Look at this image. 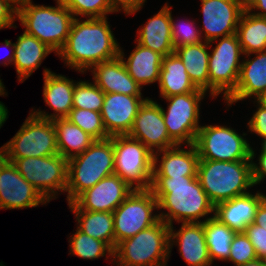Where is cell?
I'll return each instance as SVG.
<instances>
[{"mask_svg": "<svg viewBox=\"0 0 266 266\" xmlns=\"http://www.w3.org/2000/svg\"><path fill=\"white\" fill-rule=\"evenodd\" d=\"M105 18H74L67 41L58 53L69 66L84 73L98 63L115 59L120 46Z\"/></svg>", "mask_w": 266, "mask_h": 266, "instance_id": "1", "label": "cell"}, {"mask_svg": "<svg viewBox=\"0 0 266 266\" xmlns=\"http://www.w3.org/2000/svg\"><path fill=\"white\" fill-rule=\"evenodd\" d=\"M151 190L158 201V209L168 210L158 215L169 226L173 220L198 223L201 217L214 214L215 206L197 176L153 177Z\"/></svg>", "mask_w": 266, "mask_h": 266, "instance_id": "2", "label": "cell"}, {"mask_svg": "<svg viewBox=\"0 0 266 266\" xmlns=\"http://www.w3.org/2000/svg\"><path fill=\"white\" fill-rule=\"evenodd\" d=\"M255 155L251 149L252 160L198 161L197 177L214 206L249 193L247 189L254 186L252 161Z\"/></svg>", "mask_w": 266, "mask_h": 266, "instance_id": "3", "label": "cell"}, {"mask_svg": "<svg viewBox=\"0 0 266 266\" xmlns=\"http://www.w3.org/2000/svg\"><path fill=\"white\" fill-rule=\"evenodd\" d=\"M112 174H114L113 136L95 140L83 153L68 159L66 188L68 203Z\"/></svg>", "mask_w": 266, "mask_h": 266, "instance_id": "4", "label": "cell"}, {"mask_svg": "<svg viewBox=\"0 0 266 266\" xmlns=\"http://www.w3.org/2000/svg\"><path fill=\"white\" fill-rule=\"evenodd\" d=\"M169 242L170 227L160 219L135 236L119 242L113 261L118 266H166L171 254Z\"/></svg>", "mask_w": 266, "mask_h": 266, "instance_id": "5", "label": "cell"}, {"mask_svg": "<svg viewBox=\"0 0 266 266\" xmlns=\"http://www.w3.org/2000/svg\"><path fill=\"white\" fill-rule=\"evenodd\" d=\"M57 6L34 5L32 1L17 11L25 32L33 35L58 54L64 47L74 19L60 0Z\"/></svg>", "mask_w": 266, "mask_h": 266, "instance_id": "6", "label": "cell"}, {"mask_svg": "<svg viewBox=\"0 0 266 266\" xmlns=\"http://www.w3.org/2000/svg\"><path fill=\"white\" fill-rule=\"evenodd\" d=\"M113 148L114 174L133 190L151 189L154 153L142 142L128 135L113 136Z\"/></svg>", "mask_w": 266, "mask_h": 266, "instance_id": "7", "label": "cell"}, {"mask_svg": "<svg viewBox=\"0 0 266 266\" xmlns=\"http://www.w3.org/2000/svg\"><path fill=\"white\" fill-rule=\"evenodd\" d=\"M1 148L4 158L46 157L59 154L53 121L30 113L16 135Z\"/></svg>", "mask_w": 266, "mask_h": 266, "instance_id": "8", "label": "cell"}, {"mask_svg": "<svg viewBox=\"0 0 266 266\" xmlns=\"http://www.w3.org/2000/svg\"><path fill=\"white\" fill-rule=\"evenodd\" d=\"M49 202L57 192H66L68 160L60 154L46 157L4 158ZM57 190V191H56Z\"/></svg>", "mask_w": 266, "mask_h": 266, "instance_id": "9", "label": "cell"}, {"mask_svg": "<svg viewBox=\"0 0 266 266\" xmlns=\"http://www.w3.org/2000/svg\"><path fill=\"white\" fill-rule=\"evenodd\" d=\"M246 140L232 128L205 125L200 127L194 145L199 160H252V147Z\"/></svg>", "mask_w": 266, "mask_h": 266, "instance_id": "10", "label": "cell"}, {"mask_svg": "<svg viewBox=\"0 0 266 266\" xmlns=\"http://www.w3.org/2000/svg\"><path fill=\"white\" fill-rule=\"evenodd\" d=\"M206 92L198 89L195 92L162 97L169 102L167 112L161 107L164 122L170 139L176 145L194 144L199 125V103Z\"/></svg>", "mask_w": 266, "mask_h": 266, "instance_id": "11", "label": "cell"}, {"mask_svg": "<svg viewBox=\"0 0 266 266\" xmlns=\"http://www.w3.org/2000/svg\"><path fill=\"white\" fill-rule=\"evenodd\" d=\"M154 209L158 210V201L151 189L133 190L113 212L115 244L156 224L160 218L152 215Z\"/></svg>", "mask_w": 266, "mask_h": 266, "instance_id": "12", "label": "cell"}, {"mask_svg": "<svg viewBox=\"0 0 266 266\" xmlns=\"http://www.w3.org/2000/svg\"><path fill=\"white\" fill-rule=\"evenodd\" d=\"M244 54L235 34L221 37L212 52H209V91L212 97L223 93L225 98L236 88Z\"/></svg>", "mask_w": 266, "mask_h": 266, "instance_id": "13", "label": "cell"}, {"mask_svg": "<svg viewBox=\"0 0 266 266\" xmlns=\"http://www.w3.org/2000/svg\"><path fill=\"white\" fill-rule=\"evenodd\" d=\"M48 201L0 153V209L37 207Z\"/></svg>", "mask_w": 266, "mask_h": 266, "instance_id": "14", "label": "cell"}, {"mask_svg": "<svg viewBox=\"0 0 266 266\" xmlns=\"http://www.w3.org/2000/svg\"><path fill=\"white\" fill-rule=\"evenodd\" d=\"M205 42L213 43L219 37L236 33L240 17L244 11L242 0H201ZM202 30V31H201Z\"/></svg>", "mask_w": 266, "mask_h": 266, "instance_id": "15", "label": "cell"}, {"mask_svg": "<svg viewBox=\"0 0 266 266\" xmlns=\"http://www.w3.org/2000/svg\"><path fill=\"white\" fill-rule=\"evenodd\" d=\"M128 136L142 142L152 153L172 148L161 106L151 98L140 107Z\"/></svg>", "mask_w": 266, "mask_h": 266, "instance_id": "16", "label": "cell"}, {"mask_svg": "<svg viewBox=\"0 0 266 266\" xmlns=\"http://www.w3.org/2000/svg\"><path fill=\"white\" fill-rule=\"evenodd\" d=\"M133 192L117 174L109 175L82 192L74 202L82 209L96 212L114 210Z\"/></svg>", "mask_w": 266, "mask_h": 266, "instance_id": "17", "label": "cell"}, {"mask_svg": "<svg viewBox=\"0 0 266 266\" xmlns=\"http://www.w3.org/2000/svg\"><path fill=\"white\" fill-rule=\"evenodd\" d=\"M147 99L118 93L105 94L100 113L107 134L110 137L128 135L140 107Z\"/></svg>", "mask_w": 266, "mask_h": 266, "instance_id": "18", "label": "cell"}, {"mask_svg": "<svg viewBox=\"0 0 266 266\" xmlns=\"http://www.w3.org/2000/svg\"><path fill=\"white\" fill-rule=\"evenodd\" d=\"M251 54L256 56L241 62L236 88L225 98L229 106L248 97L262 100L266 96V51L246 54V57Z\"/></svg>", "mask_w": 266, "mask_h": 266, "instance_id": "19", "label": "cell"}, {"mask_svg": "<svg viewBox=\"0 0 266 266\" xmlns=\"http://www.w3.org/2000/svg\"><path fill=\"white\" fill-rule=\"evenodd\" d=\"M169 227L170 252L173 245H175L174 243H176L179 246L181 257L188 266L212 265L206 244L203 222L182 223L181 228L177 232H174L173 225Z\"/></svg>", "mask_w": 266, "mask_h": 266, "instance_id": "20", "label": "cell"}, {"mask_svg": "<svg viewBox=\"0 0 266 266\" xmlns=\"http://www.w3.org/2000/svg\"><path fill=\"white\" fill-rule=\"evenodd\" d=\"M43 96L45 103L55 111L54 114H48L38 109L32 114L42 119L55 120L66 118L73 109V92L75 84L73 80L64 75H58L44 69Z\"/></svg>", "mask_w": 266, "mask_h": 266, "instance_id": "21", "label": "cell"}, {"mask_svg": "<svg viewBox=\"0 0 266 266\" xmlns=\"http://www.w3.org/2000/svg\"><path fill=\"white\" fill-rule=\"evenodd\" d=\"M91 69L94 83L105 94L142 95V87L129 75L119 56L115 59L98 63Z\"/></svg>", "mask_w": 266, "mask_h": 266, "instance_id": "22", "label": "cell"}, {"mask_svg": "<svg viewBox=\"0 0 266 266\" xmlns=\"http://www.w3.org/2000/svg\"><path fill=\"white\" fill-rule=\"evenodd\" d=\"M263 201L261 193H247L224 201L215 206L214 217L231 230L243 232L254 222L259 204Z\"/></svg>", "mask_w": 266, "mask_h": 266, "instance_id": "23", "label": "cell"}, {"mask_svg": "<svg viewBox=\"0 0 266 266\" xmlns=\"http://www.w3.org/2000/svg\"><path fill=\"white\" fill-rule=\"evenodd\" d=\"M180 146L155 151L153 177L197 176L199 156L195 145H188V150L180 149ZM159 156L161 161L158 164Z\"/></svg>", "mask_w": 266, "mask_h": 266, "instance_id": "24", "label": "cell"}, {"mask_svg": "<svg viewBox=\"0 0 266 266\" xmlns=\"http://www.w3.org/2000/svg\"><path fill=\"white\" fill-rule=\"evenodd\" d=\"M167 3L153 17H151L145 26L138 29V39L135 41L163 57L174 53L175 48L172 41L171 11Z\"/></svg>", "mask_w": 266, "mask_h": 266, "instance_id": "25", "label": "cell"}, {"mask_svg": "<svg viewBox=\"0 0 266 266\" xmlns=\"http://www.w3.org/2000/svg\"><path fill=\"white\" fill-rule=\"evenodd\" d=\"M122 59L129 75L142 87L159 82L163 56L137 43L135 50L125 60L124 52L120 49Z\"/></svg>", "mask_w": 266, "mask_h": 266, "instance_id": "26", "label": "cell"}, {"mask_svg": "<svg viewBox=\"0 0 266 266\" xmlns=\"http://www.w3.org/2000/svg\"><path fill=\"white\" fill-rule=\"evenodd\" d=\"M53 52L46 44L24 31L14 43V60L19 82L25 81Z\"/></svg>", "mask_w": 266, "mask_h": 266, "instance_id": "27", "label": "cell"}, {"mask_svg": "<svg viewBox=\"0 0 266 266\" xmlns=\"http://www.w3.org/2000/svg\"><path fill=\"white\" fill-rule=\"evenodd\" d=\"M78 222L77 228L97 240L116 248L113 212H96L82 210L74 201L68 203Z\"/></svg>", "mask_w": 266, "mask_h": 266, "instance_id": "28", "label": "cell"}, {"mask_svg": "<svg viewBox=\"0 0 266 266\" xmlns=\"http://www.w3.org/2000/svg\"><path fill=\"white\" fill-rule=\"evenodd\" d=\"M158 84L160 97H170L198 90L190 80L182 60L175 52L163 57Z\"/></svg>", "mask_w": 266, "mask_h": 266, "instance_id": "29", "label": "cell"}, {"mask_svg": "<svg viewBox=\"0 0 266 266\" xmlns=\"http://www.w3.org/2000/svg\"><path fill=\"white\" fill-rule=\"evenodd\" d=\"M203 42L178 47L174 52L182 60L193 84L198 89L207 92L209 90V52L207 48L212 45L209 42Z\"/></svg>", "mask_w": 266, "mask_h": 266, "instance_id": "30", "label": "cell"}, {"mask_svg": "<svg viewBox=\"0 0 266 266\" xmlns=\"http://www.w3.org/2000/svg\"><path fill=\"white\" fill-rule=\"evenodd\" d=\"M52 121L56 129L58 153L67 160L83 153L96 140L67 118Z\"/></svg>", "mask_w": 266, "mask_h": 266, "instance_id": "31", "label": "cell"}, {"mask_svg": "<svg viewBox=\"0 0 266 266\" xmlns=\"http://www.w3.org/2000/svg\"><path fill=\"white\" fill-rule=\"evenodd\" d=\"M244 55L266 51V18L243 11L236 30Z\"/></svg>", "mask_w": 266, "mask_h": 266, "instance_id": "32", "label": "cell"}, {"mask_svg": "<svg viewBox=\"0 0 266 266\" xmlns=\"http://www.w3.org/2000/svg\"><path fill=\"white\" fill-rule=\"evenodd\" d=\"M203 222L205 239L211 262L213 260L227 261L230 254V245L236 234L226 224L221 223L217 218L207 217Z\"/></svg>", "mask_w": 266, "mask_h": 266, "instance_id": "33", "label": "cell"}, {"mask_svg": "<svg viewBox=\"0 0 266 266\" xmlns=\"http://www.w3.org/2000/svg\"><path fill=\"white\" fill-rule=\"evenodd\" d=\"M71 254L80 258L93 260L103 257L106 253L114 258V250L105 242L97 240L87 234L81 232L78 228L72 236H70Z\"/></svg>", "mask_w": 266, "mask_h": 266, "instance_id": "34", "label": "cell"}, {"mask_svg": "<svg viewBox=\"0 0 266 266\" xmlns=\"http://www.w3.org/2000/svg\"><path fill=\"white\" fill-rule=\"evenodd\" d=\"M104 97L105 93L95 83L76 82L73 92V108L100 112Z\"/></svg>", "mask_w": 266, "mask_h": 266, "instance_id": "35", "label": "cell"}, {"mask_svg": "<svg viewBox=\"0 0 266 266\" xmlns=\"http://www.w3.org/2000/svg\"><path fill=\"white\" fill-rule=\"evenodd\" d=\"M66 118L96 140L110 138L104 128L100 112L73 108Z\"/></svg>", "mask_w": 266, "mask_h": 266, "instance_id": "36", "label": "cell"}, {"mask_svg": "<svg viewBox=\"0 0 266 266\" xmlns=\"http://www.w3.org/2000/svg\"><path fill=\"white\" fill-rule=\"evenodd\" d=\"M75 16L87 18H105L108 13H115L111 0H60Z\"/></svg>", "mask_w": 266, "mask_h": 266, "instance_id": "37", "label": "cell"}, {"mask_svg": "<svg viewBox=\"0 0 266 266\" xmlns=\"http://www.w3.org/2000/svg\"><path fill=\"white\" fill-rule=\"evenodd\" d=\"M257 258L254 246L244 232L236 233L230 245V254L227 261L239 266Z\"/></svg>", "mask_w": 266, "mask_h": 266, "instance_id": "38", "label": "cell"}, {"mask_svg": "<svg viewBox=\"0 0 266 266\" xmlns=\"http://www.w3.org/2000/svg\"><path fill=\"white\" fill-rule=\"evenodd\" d=\"M193 21V22H192ZM191 22L188 20L183 24L175 23L171 14V28H172V41L174 48H178L184 45L201 43L204 38L201 36V32L194 24V20ZM185 24V25H184Z\"/></svg>", "mask_w": 266, "mask_h": 266, "instance_id": "39", "label": "cell"}, {"mask_svg": "<svg viewBox=\"0 0 266 266\" xmlns=\"http://www.w3.org/2000/svg\"><path fill=\"white\" fill-rule=\"evenodd\" d=\"M244 234L249 238V241L254 246L256 255L259 259L266 258V230L255 223L249 224Z\"/></svg>", "mask_w": 266, "mask_h": 266, "instance_id": "40", "label": "cell"}, {"mask_svg": "<svg viewBox=\"0 0 266 266\" xmlns=\"http://www.w3.org/2000/svg\"><path fill=\"white\" fill-rule=\"evenodd\" d=\"M257 111L248 122L249 130L263 139L266 138V103L263 100H257Z\"/></svg>", "mask_w": 266, "mask_h": 266, "instance_id": "41", "label": "cell"}, {"mask_svg": "<svg viewBox=\"0 0 266 266\" xmlns=\"http://www.w3.org/2000/svg\"><path fill=\"white\" fill-rule=\"evenodd\" d=\"M16 18L17 10L6 0H0V29L12 28Z\"/></svg>", "mask_w": 266, "mask_h": 266, "instance_id": "42", "label": "cell"}, {"mask_svg": "<svg viewBox=\"0 0 266 266\" xmlns=\"http://www.w3.org/2000/svg\"><path fill=\"white\" fill-rule=\"evenodd\" d=\"M146 0H111V5L116 12L123 10L125 14H134L142 9Z\"/></svg>", "mask_w": 266, "mask_h": 266, "instance_id": "43", "label": "cell"}, {"mask_svg": "<svg viewBox=\"0 0 266 266\" xmlns=\"http://www.w3.org/2000/svg\"><path fill=\"white\" fill-rule=\"evenodd\" d=\"M242 3L245 11H248L253 15L266 18V0H242ZM254 9L259 10L260 12L256 13Z\"/></svg>", "mask_w": 266, "mask_h": 266, "instance_id": "44", "label": "cell"}, {"mask_svg": "<svg viewBox=\"0 0 266 266\" xmlns=\"http://www.w3.org/2000/svg\"><path fill=\"white\" fill-rule=\"evenodd\" d=\"M258 165L252 162L253 182L254 185L259 184L263 179L266 178V155H259Z\"/></svg>", "mask_w": 266, "mask_h": 266, "instance_id": "45", "label": "cell"}, {"mask_svg": "<svg viewBox=\"0 0 266 266\" xmlns=\"http://www.w3.org/2000/svg\"><path fill=\"white\" fill-rule=\"evenodd\" d=\"M256 225L264 228L266 230V203L261 202L257 209L254 222Z\"/></svg>", "mask_w": 266, "mask_h": 266, "instance_id": "46", "label": "cell"}, {"mask_svg": "<svg viewBox=\"0 0 266 266\" xmlns=\"http://www.w3.org/2000/svg\"><path fill=\"white\" fill-rule=\"evenodd\" d=\"M4 45H5V47H12L11 48L12 49V52H11L12 55L9 54V55H7V57H5L6 62L2 61V64L8 65V64L12 63L14 60V43H12L11 40H5Z\"/></svg>", "mask_w": 266, "mask_h": 266, "instance_id": "47", "label": "cell"}, {"mask_svg": "<svg viewBox=\"0 0 266 266\" xmlns=\"http://www.w3.org/2000/svg\"><path fill=\"white\" fill-rule=\"evenodd\" d=\"M8 118V110L7 107L3 103L0 102V128L5 123V121ZM2 151V148L0 147V153Z\"/></svg>", "mask_w": 266, "mask_h": 266, "instance_id": "48", "label": "cell"}, {"mask_svg": "<svg viewBox=\"0 0 266 266\" xmlns=\"http://www.w3.org/2000/svg\"><path fill=\"white\" fill-rule=\"evenodd\" d=\"M10 5H12L17 11L27 5L31 0H6Z\"/></svg>", "mask_w": 266, "mask_h": 266, "instance_id": "49", "label": "cell"}, {"mask_svg": "<svg viewBox=\"0 0 266 266\" xmlns=\"http://www.w3.org/2000/svg\"><path fill=\"white\" fill-rule=\"evenodd\" d=\"M239 266H264L263 259H255Z\"/></svg>", "mask_w": 266, "mask_h": 266, "instance_id": "50", "label": "cell"}, {"mask_svg": "<svg viewBox=\"0 0 266 266\" xmlns=\"http://www.w3.org/2000/svg\"><path fill=\"white\" fill-rule=\"evenodd\" d=\"M5 86H3V83H2V81H1V79H0V96H5V95H7L6 94V92H5Z\"/></svg>", "mask_w": 266, "mask_h": 266, "instance_id": "51", "label": "cell"}, {"mask_svg": "<svg viewBox=\"0 0 266 266\" xmlns=\"http://www.w3.org/2000/svg\"><path fill=\"white\" fill-rule=\"evenodd\" d=\"M262 141V150L260 154L266 155V138H264Z\"/></svg>", "mask_w": 266, "mask_h": 266, "instance_id": "52", "label": "cell"}, {"mask_svg": "<svg viewBox=\"0 0 266 266\" xmlns=\"http://www.w3.org/2000/svg\"><path fill=\"white\" fill-rule=\"evenodd\" d=\"M261 195H262L263 202L266 203V195L265 194H262V192H261Z\"/></svg>", "mask_w": 266, "mask_h": 266, "instance_id": "53", "label": "cell"}, {"mask_svg": "<svg viewBox=\"0 0 266 266\" xmlns=\"http://www.w3.org/2000/svg\"><path fill=\"white\" fill-rule=\"evenodd\" d=\"M263 261H264V266H266V258H265V259H263Z\"/></svg>", "mask_w": 266, "mask_h": 266, "instance_id": "54", "label": "cell"}, {"mask_svg": "<svg viewBox=\"0 0 266 266\" xmlns=\"http://www.w3.org/2000/svg\"><path fill=\"white\" fill-rule=\"evenodd\" d=\"M262 100L266 103V96Z\"/></svg>", "mask_w": 266, "mask_h": 266, "instance_id": "55", "label": "cell"}]
</instances>
